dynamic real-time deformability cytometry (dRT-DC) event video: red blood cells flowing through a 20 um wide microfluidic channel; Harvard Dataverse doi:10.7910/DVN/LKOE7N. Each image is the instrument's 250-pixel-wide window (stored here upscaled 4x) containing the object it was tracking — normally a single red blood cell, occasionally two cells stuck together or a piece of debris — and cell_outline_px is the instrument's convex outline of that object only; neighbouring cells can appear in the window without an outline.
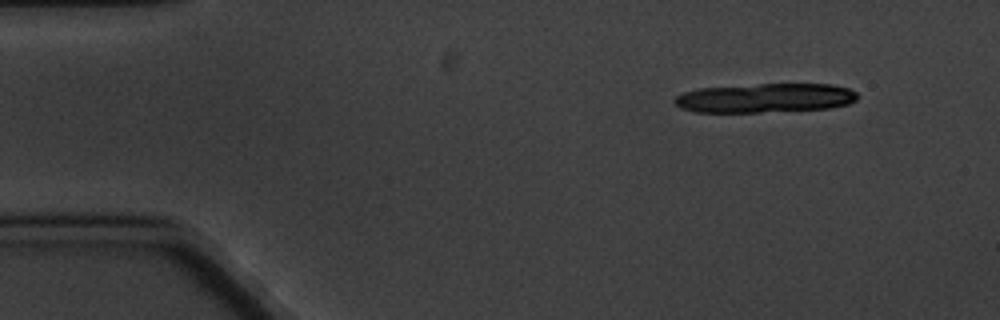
{"species": "common noctule bat (a hibernating species)", "species_latin": "Nyctalus noctula", "temperature_condition": "cold", "stored_images_in_passage": 8, "camera_frame_rate_fps": 3000, "um_per_image_px": 0.085, "animal": {"sex": "male", "body_mass_g": 20.1, "forearm_length_mm": 53.5}, "frame": {"image": 1, "passage_image": 2, "time_ms": 1.333, "image_size_px": [1000, 320], "cell_outline_px": [[856, 100], [848, 104], [828, 108], [760, 112], [696, 112], [680, 108], [672, 100], [676, 96], [684, 92], [700, 88], [760, 84], [832, 84], [848, 88], [856, 92]], "centroid_in_image_um": [65.02, 8.33], "position_along_channel_um": 20.0, "area_um2": 30.98}}